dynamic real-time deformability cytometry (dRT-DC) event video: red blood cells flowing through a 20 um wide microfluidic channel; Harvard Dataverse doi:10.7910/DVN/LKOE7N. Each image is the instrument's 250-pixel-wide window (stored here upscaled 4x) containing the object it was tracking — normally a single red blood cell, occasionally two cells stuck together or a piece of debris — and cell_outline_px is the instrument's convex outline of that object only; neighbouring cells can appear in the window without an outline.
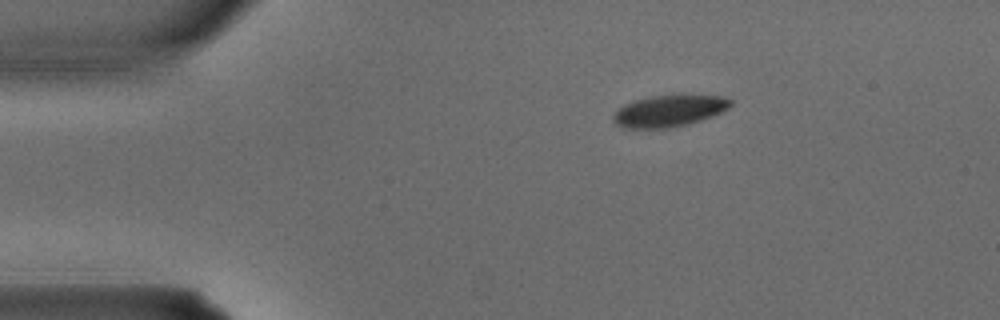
{"species": "common noctule bat (a hibernating species)", "species_latin": "Nyctalus noctula", "temperature_condition": "warm", "stored_images_in_passage": 2, "camera_frame_rate_fps": 3000, "um_per_image_px": 0.085, "animal": {"sex": "male", "body_mass_g": 15.6}, "frame": {"image": 1, "passage_image": 1, "time_ms": 0.0, "image_size_px": [1000, 320], "cell_outline_px": [[732, 104], [728, 108], [712, 116], [688, 124], [668, 128], [620, 128], [612, 120], [612, 116], [624, 104], [636, 100], [652, 96], [680, 92], [684, 92], [724, 96], [732, 100]], "centroid_in_image_um": [56.92, 9.38], "position_along_channel_um": 28.1, "area_um2": 22.37}}